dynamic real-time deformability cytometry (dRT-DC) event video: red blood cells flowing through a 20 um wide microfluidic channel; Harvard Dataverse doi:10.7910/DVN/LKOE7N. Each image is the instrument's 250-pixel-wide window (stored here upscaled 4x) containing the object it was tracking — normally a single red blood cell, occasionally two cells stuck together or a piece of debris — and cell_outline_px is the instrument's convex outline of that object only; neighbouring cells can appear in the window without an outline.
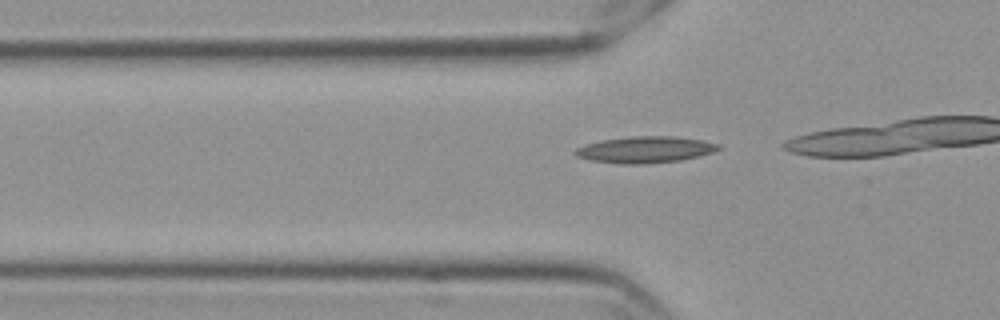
{"species": "Egyptian fruit bat (a non-hibernating species)", "species_latin": "Rousettus aegyptiacus", "temperature_condition": "cold", "stored_images_in_passage": 7, "camera_frame_rate_fps": 3000, "um_per_image_px": 0.085, "frame": {"image": 1, "passage_image": 2, "time_ms": 0.333, "image_size_px": [1000, 320], "cell_outline_px": [[720, 148], [712, 152], [680, 160], [644, 164], [620, 164], [592, 160], [576, 156], [572, 152], [576, 148], [584, 144], [600, 140], [628, 136], [676, 136], [700, 140], [720, 144]], "centroid_in_image_um": [54.77, 12.71], "position_along_channel_um": 71.0, "area_um2": 22.08}}
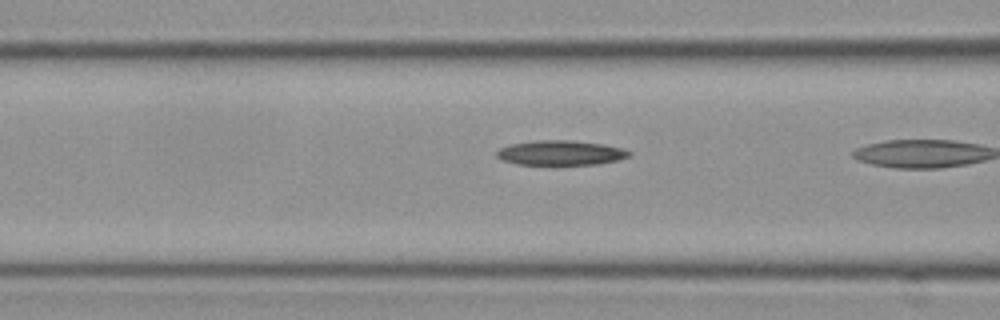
{"frame": {"image": 2, "passage_image": 6, "time_ms": 1.667, "image_size_px": [1000, 320], "cell_outline_px": [[632, 156], [616, 160], [596, 164], [520, 164], [500, 160], [496, 156], [496, 152], [500, 148], [512, 144], [536, 140], [572, 140], [604, 144], [624, 148], [632, 152]], "centroid_in_image_um": [47.68, 12.98], "position_along_channel_um": 118.9, "area_um2": 19.07}}